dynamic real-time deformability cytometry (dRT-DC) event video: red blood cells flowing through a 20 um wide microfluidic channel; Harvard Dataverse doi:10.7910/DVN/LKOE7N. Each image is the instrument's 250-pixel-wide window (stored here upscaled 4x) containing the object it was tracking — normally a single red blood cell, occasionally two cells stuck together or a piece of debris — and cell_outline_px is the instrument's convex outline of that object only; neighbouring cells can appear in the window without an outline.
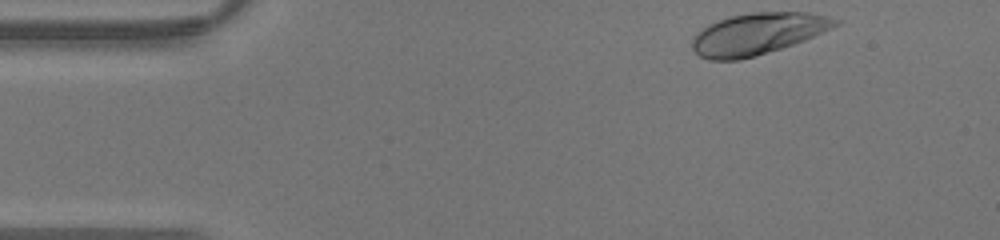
{"species": "human", "species_latin": "Homo sapiens", "temperature_condition": "warm", "stored_images_in_passage": 39, "camera_frame_rate_fps": 3000, "um_per_image_px": 0.085, "donor": {"sex": "male"}, "frame": {"image": 1, "passage_image": 1, "time_ms": 0.0, "image_size_px": [1000, 240], "cell_outline_px": [[840, 24], [832, 28], [804, 40], [756, 56], [740, 60], [708, 60], [700, 56], [692, 48], [692, 36], [700, 28], [716, 20], [728, 16], [752, 12], [808, 12], [828, 16], [840, 20]], "centroid_in_image_um": [64.36, 2.86], "position_along_channel_um": 20.6, "area_um2": 34.91}}
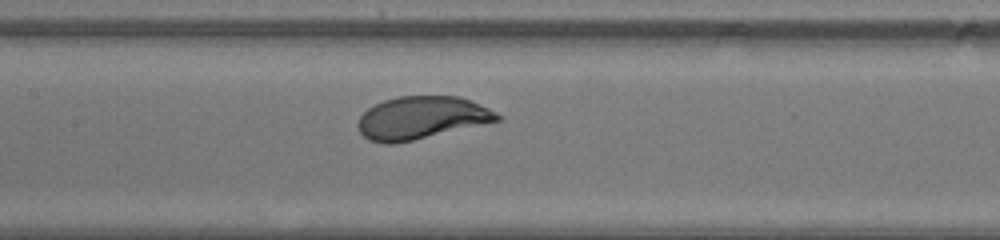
{"frame": {"image": 2, "passage_image": 16, "time_ms": 5.0, "image_size_px": [1000, 240], "cell_outline_px": [[504, 116], [500, 120], [412, 140], [392, 144], [384, 144], [368, 140], [360, 132], [356, 124], [360, 116], [368, 108], [384, 100], [400, 96], [460, 96], [488, 108]], "centroid_in_image_um": [35.8, 10.01], "position_along_channel_um": 171.6, "area_um2": 34.39}}
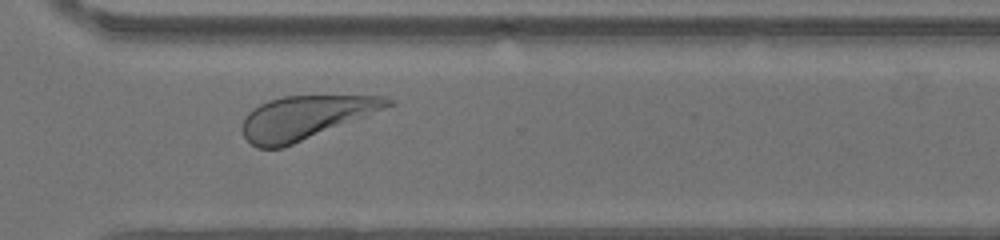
{"frame": {"image": 3, "passage_image": 27, "time_ms": 8.667, "image_size_px": [1000, 240], "cell_outline_px": [[396, 100], [392, 104], [364, 116], [284, 148], [256, 148], [244, 136], [240, 128], [248, 112], [260, 104], [268, 100], [284, 96], [384, 96]], "centroid_in_image_um": [25.88, 9.99], "position_along_channel_um": 344.7, "area_um2": 36.18}}